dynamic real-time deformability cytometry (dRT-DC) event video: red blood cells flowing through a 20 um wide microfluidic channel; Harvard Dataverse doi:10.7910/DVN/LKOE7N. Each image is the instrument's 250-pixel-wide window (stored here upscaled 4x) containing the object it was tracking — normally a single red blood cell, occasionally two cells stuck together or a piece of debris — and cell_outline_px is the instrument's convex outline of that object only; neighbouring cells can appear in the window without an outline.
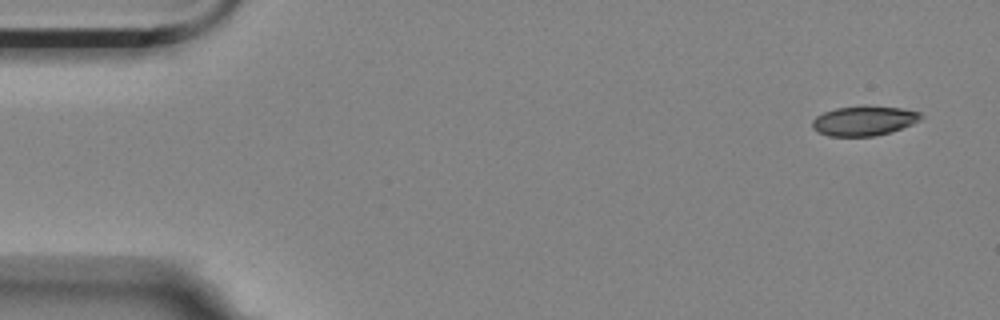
{"species": "Egyptian fruit bat (a non-hibernating species)", "species_latin": "Rousettus aegyptiacus", "temperature_condition": "room temperature", "stored_images_in_passage": 5, "camera_frame_rate_fps": 3000, "um_per_image_px": 0.085, "animal": {"sex": "female"}, "frame": {"image": 1, "passage_image": 1, "time_ms": 0.0, "image_size_px": [1000, 320], "cell_outline_px": [[924, 116], [920, 120], [912, 124], [888, 132], [872, 136], [828, 136], [816, 132], [812, 128], [812, 120], [816, 116], [824, 112], [836, 108], [864, 104], [900, 108], [920, 112]], "centroid_in_image_um": [73.4, 10.24], "position_along_channel_um": 11.6, "area_um2": 19.02}}
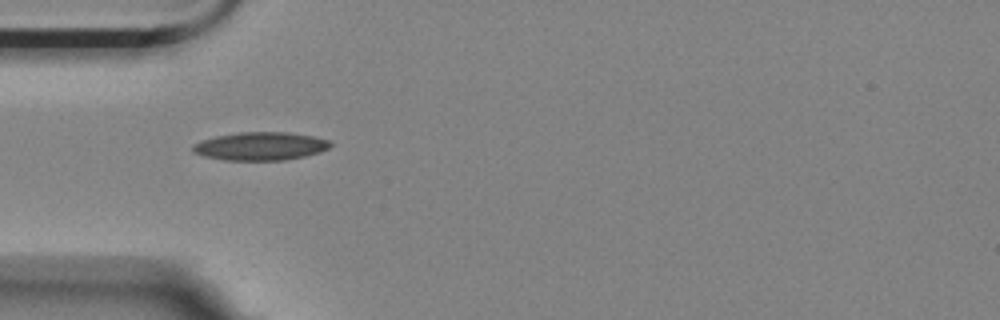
{"frame": {"image": 2, "passage_image": 5, "time_ms": 1.333, "image_size_px": [1000, 320], "cell_outline_px": [[332, 144], [328, 148], [320, 152], [304, 156], [284, 160], [224, 160], [204, 156], [192, 152], [192, 144], [200, 140], [216, 136], [240, 132], [288, 132], [312, 136], [328, 140]], "centroid_in_image_um": [22.1, 12.42], "position_along_channel_um": 62.9, "area_um2": 22.6}}